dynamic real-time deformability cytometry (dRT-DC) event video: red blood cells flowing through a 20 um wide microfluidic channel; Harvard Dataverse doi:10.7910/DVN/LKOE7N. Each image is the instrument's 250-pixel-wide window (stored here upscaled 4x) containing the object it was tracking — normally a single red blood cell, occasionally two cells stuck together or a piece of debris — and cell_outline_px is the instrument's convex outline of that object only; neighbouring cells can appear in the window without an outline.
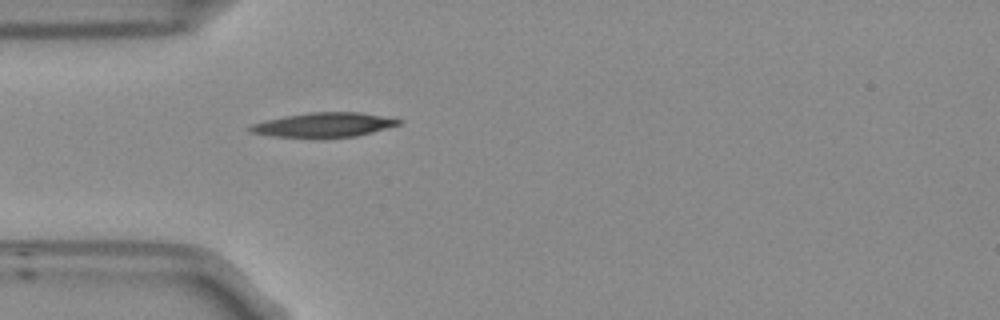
{"species": "Egyptian fruit bat (a non-hibernating species)", "species_latin": "Rousettus aegyptiacus", "temperature_condition": "room temperature", "stored_images_in_passage": 1, "camera_frame_rate_fps": 3000, "um_per_image_px": 0.085, "frame": {"image": 1, "passage_image": 1, "time_ms": 0.0, "image_size_px": [1000, 320], "cell_outline_px": [[404, 120], [400, 124], [372, 132], [356, 136], [276, 136], [252, 132], [248, 128], [252, 124], [264, 120], [284, 116], [308, 112], [360, 112]], "centroid_in_image_um": [27.55, 10.58], "position_along_channel_um": 57.4, "area_um2": 20.52}}